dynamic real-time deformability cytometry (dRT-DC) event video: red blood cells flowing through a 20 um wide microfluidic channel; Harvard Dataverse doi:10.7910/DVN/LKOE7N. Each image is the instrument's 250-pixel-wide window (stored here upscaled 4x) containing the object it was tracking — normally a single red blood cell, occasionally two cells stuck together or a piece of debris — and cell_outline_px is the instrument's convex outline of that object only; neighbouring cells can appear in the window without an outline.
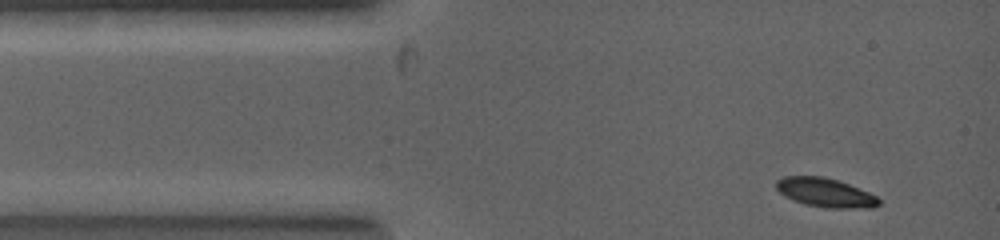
{"species": "common noctule bat (a hibernating species)", "species_latin": "Nyctalus noctula", "temperature_condition": "warm", "stored_images_in_passage": 6, "camera_frame_rate_fps": 5000, "um_per_image_px": 0.085, "animal": {"sex": "female", "body_mass_g": 19.0, "forearm_length_mm": 53.3}, "frame": {"image": 1, "passage_image": 1, "time_ms": 0.0, "image_size_px": [1000, 240], "cell_outline_px": [[880, 204], [872, 208], [824, 208], [804, 204], [792, 200], [784, 196], [776, 188], [776, 180], [784, 176], [824, 176], [848, 184], [868, 192], [876, 196], [880, 200]], "centroid_in_image_um": [70.13, 16.38], "position_along_channel_um": 14.9, "area_um2": 17.4}}
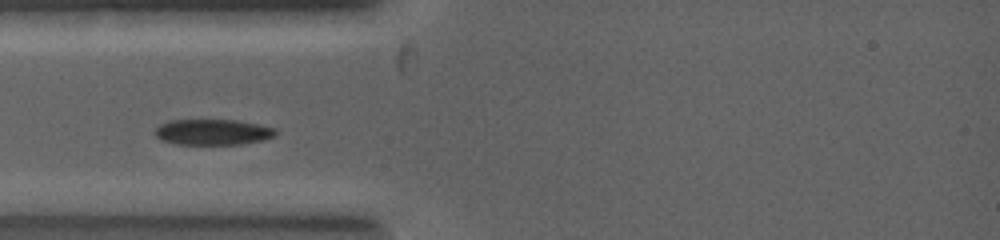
{"frame": {"image": 2, "passage_image": 4, "time_ms": 1.6, "image_size_px": [1000, 240], "cell_outline_px": [[276, 136], [264, 140], [240, 144], [176, 144], [160, 140], [152, 132], [160, 124], [168, 120], [240, 120], [260, 124], [276, 128]], "centroid_in_image_um": [18.09, 11.22], "position_along_channel_um": 66.9, "area_um2": 18.38}}